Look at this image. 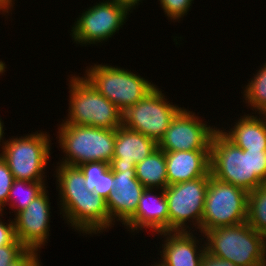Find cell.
Instances as JSON below:
<instances>
[{"mask_svg":"<svg viewBox=\"0 0 266 266\" xmlns=\"http://www.w3.org/2000/svg\"><path fill=\"white\" fill-rule=\"evenodd\" d=\"M0 216H3V212L0 211ZM6 224V225H5ZM5 245H23L16 238L14 220H10L9 223L2 222L0 218V246Z\"/></svg>","mask_w":266,"mask_h":266,"instance_id":"obj_28","label":"cell"},{"mask_svg":"<svg viewBox=\"0 0 266 266\" xmlns=\"http://www.w3.org/2000/svg\"><path fill=\"white\" fill-rule=\"evenodd\" d=\"M45 182H33L14 179L9 191L7 205L13 209L15 215L24 210L38 195L46 189ZM9 202V203H8Z\"/></svg>","mask_w":266,"mask_h":266,"instance_id":"obj_22","label":"cell"},{"mask_svg":"<svg viewBox=\"0 0 266 266\" xmlns=\"http://www.w3.org/2000/svg\"><path fill=\"white\" fill-rule=\"evenodd\" d=\"M155 86L138 103L122 113V125L154 140L157 144L181 109L171 104Z\"/></svg>","mask_w":266,"mask_h":266,"instance_id":"obj_8","label":"cell"},{"mask_svg":"<svg viewBox=\"0 0 266 266\" xmlns=\"http://www.w3.org/2000/svg\"><path fill=\"white\" fill-rule=\"evenodd\" d=\"M248 195L249 192L245 189L222 182L211 175L204 203L201 234L246 222Z\"/></svg>","mask_w":266,"mask_h":266,"instance_id":"obj_7","label":"cell"},{"mask_svg":"<svg viewBox=\"0 0 266 266\" xmlns=\"http://www.w3.org/2000/svg\"><path fill=\"white\" fill-rule=\"evenodd\" d=\"M57 138L64 156L61 164L79 166L87 162L110 163L114 156L115 129L61 123ZM65 158V159H64Z\"/></svg>","mask_w":266,"mask_h":266,"instance_id":"obj_3","label":"cell"},{"mask_svg":"<svg viewBox=\"0 0 266 266\" xmlns=\"http://www.w3.org/2000/svg\"><path fill=\"white\" fill-rule=\"evenodd\" d=\"M14 176L7 163L0 156V211L3 212L7 205L10 188L13 184Z\"/></svg>","mask_w":266,"mask_h":266,"instance_id":"obj_27","label":"cell"},{"mask_svg":"<svg viewBox=\"0 0 266 266\" xmlns=\"http://www.w3.org/2000/svg\"><path fill=\"white\" fill-rule=\"evenodd\" d=\"M255 114V115H252ZM240 116L234 126L221 133L234 145L243 150H266V114L256 113Z\"/></svg>","mask_w":266,"mask_h":266,"instance_id":"obj_19","label":"cell"},{"mask_svg":"<svg viewBox=\"0 0 266 266\" xmlns=\"http://www.w3.org/2000/svg\"><path fill=\"white\" fill-rule=\"evenodd\" d=\"M114 190L106 200L111 218L124 225L136 212L140 197L146 189L136 178L135 170L113 172ZM113 222V223H112Z\"/></svg>","mask_w":266,"mask_h":266,"instance_id":"obj_15","label":"cell"},{"mask_svg":"<svg viewBox=\"0 0 266 266\" xmlns=\"http://www.w3.org/2000/svg\"><path fill=\"white\" fill-rule=\"evenodd\" d=\"M59 197L58 205L63 218L80 234H100L103 230L111 228L106 200L96 193L59 195Z\"/></svg>","mask_w":266,"mask_h":266,"instance_id":"obj_12","label":"cell"},{"mask_svg":"<svg viewBox=\"0 0 266 266\" xmlns=\"http://www.w3.org/2000/svg\"><path fill=\"white\" fill-rule=\"evenodd\" d=\"M157 148L154 140L122 125L115 129L114 156L109 167L112 172L135 170L136 165Z\"/></svg>","mask_w":266,"mask_h":266,"instance_id":"obj_14","label":"cell"},{"mask_svg":"<svg viewBox=\"0 0 266 266\" xmlns=\"http://www.w3.org/2000/svg\"><path fill=\"white\" fill-rule=\"evenodd\" d=\"M39 251L27 249L17 260L8 266H41Z\"/></svg>","mask_w":266,"mask_h":266,"instance_id":"obj_30","label":"cell"},{"mask_svg":"<svg viewBox=\"0 0 266 266\" xmlns=\"http://www.w3.org/2000/svg\"><path fill=\"white\" fill-rule=\"evenodd\" d=\"M56 166V184L59 195H80L90 191L85 186L84 174L79 166H72L59 163Z\"/></svg>","mask_w":266,"mask_h":266,"instance_id":"obj_23","label":"cell"},{"mask_svg":"<svg viewBox=\"0 0 266 266\" xmlns=\"http://www.w3.org/2000/svg\"><path fill=\"white\" fill-rule=\"evenodd\" d=\"M68 85V117L63 123L103 129H117L122 126V112L100 94L85 77L74 75Z\"/></svg>","mask_w":266,"mask_h":266,"instance_id":"obj_4","label":"cell"},{"mask_svg":"<svg viewBox=\"0 0 266 266\" xmlns=\"http://www.w3.org/2000/svg\"><path fill=\"white\" fill-rule=\"evenodd\" d=\"M136 178L145 188L162 189L168 186L165 152L154 150L135 168Z\"/></svg>","mask_w":266,"mask_h":266,"instance_id":"obj_20","label":"cell"},{"mask_svg":"<svg viewBox=\"0 0 266 266\" xmlns=\"http://www.w3.org/2000/svg\"><path fill=\"white\" fill-rule=\"evenodd\" d=\"M246 85L243 98L257 114H266V62Z\"/></svg>","mask_w":266,"mask_h":266,"instance_id":"obj_25","label":"cell"},{"mask_svg":"<svg viewBox=\"0 0 266 266\" xmlns=\"http://www.w3.org/2000/svg\"><path fill=\"white\" fill-rule=\"evenodd\" d=\"M117 2L119 5L125 7L130 13L134 8H136V5L140 4L139 2L142 3V0H114ZM131 10V11H130Z\"/></svg>","mask_w":266,"mask_h":266,"instance_id":"obj_32","label":"cell"},{"mask_svg":"<svg viewBox=\"0 0 266 266\" xmlns=\"http://www.w3.org/2000/svg\"><path fill=\"white\" fill-rule=\"evenodd\" d=\"M84 11L76 18L70 33L81 46L109 40L123 27L129 15V11L114 0L99 1Z\"/></svg>","mask_w":266,"mask_h":266,"instance_id":"obj_10","label":"cell"},{"mask_svg":"<svg viewBox=\"0 0 266 266\" xmlns=\"http://www.w3.org/2000/svg\"><path fill=\"white\" fill-rule=\"evenodd\" d=\"M191 230L189 227L187 231L158 233L165 237L162 251L160 250L161 261H158L162 266H201L206 243L200 246V239L198 240Z\"/></svg>","mask_w":266,"mask_h":266,"instance_id":"obj_16","label":"cell"},{"mask_svg":"<svg viewBox=\"0 0 266 266\" xmlns=\"http://www.w3.org/2000/svg\"><path fill=\"white\" fill-rule=\"evenodd\" d=\"M5 62L0 60V74L3 75V73L6 71V66Z\"/></svg>","mask_w":266,"mask_h":266,"instance_id":"obj_35","label":"cell"},{"mask_svg":"<svg viewBox=\"0 0 266 266\" xmlns=\"http://www.w3.org/2000/svg\"><path fill=\"white\" fill-rule=\"evenodd\" d=\"M79 168L84 174L87 189L107 200L114 190L113 172L109 163L87 162L79 165Z\"/></svg>","mask_w":266,"mask_h":266,"instance_id":"obj_21","label":"cell"},{"mask_svg":"<svg viewBox=\"0 0 266 266\" xmlns=\"http://www.w3.org/2000/svg\"><path fill=\"white\" fill-rule=\"evenodd\" d=\"M160 5L164 13L170 18L173 22H179L180 18L183 19L187 12L191 8L194 0H159Z\"/></svg>","mask_w":266,"mask_h":266,"instance_id":"obj_26","label":"cell"},{"mask_svg":"<svg viewBox=\"0 0 266 266\" xmlns=\"http://www.w3.org/2000/svg\"><path fill=\"white\" fill-rule=\"evenodd\" d=\"M210 176L172 184L164 189L168 202L169 231H187L189 225L201 233V221ZM191 220V221H190ZM189 221V222H187ZM187 222V223H186Z\"/></svg>","mask_w":266,"mask_h":266,"instance_id":"obj_9","label":"cell"},{"mask_svg":"<svg viewBox=\"0 0 266 266\" xmlns=\"http://www.w3.org/2000/svg\"><path fill=\"white\" fill-rule=\"evenodd\" d=\"M210 173L222 182L252 191L266 184V150H243L218 129L211 140Z\"/></svg>","mask_w":266,"mask_h":266,"instance_id":"obj_1","label":"cell"},{"mask_svg":"<svg viewBox=\"0 0 266 266\" xmlns=\"http://www.w3.org/2000/svg\"><path fill=\"white\" fill-rule=\"evenodd\" d=\"M84 77L123 113L138 103L156 85L128 69L107 64L88 67Z\"/></svg>","mask_w":266,"mask_h":266,"instance_id":"obj_5","label":"cell"},{"mask_svg":"<svg viewBox=\"0 0 266 266\" xmlns=\"http://www.w3.org/2000/svg\"><path fill=\"white\" fill-rule=\"evenodd\" d=\"M168 186L211 176L210 150L165 152Z\"/></svg>","mask_w":266,"mask_h":266,"instance_id":"obj_18","label":"cell"},{"mask_svg":"<svg viewBox=\"0 0 266 266\" xmlns=\"http://www.w3.org/2000/svg\"><path fill=\"white\" fill-rule=\"evenodd\" d=\"M246 222L266 237V184L249 191Z\"/></svg>","mask_w":266,"mask_h":266,"instance_id":"obj_24","label":"cell"},{"mask_svg":"<svg viewBox=\"0 0 266 266\" xmlns=\"http://www.w3.org/2000/svg\"><path fill=\"white\" fill-rule=\"evenodd\" d=\"M39 132L5 140L0 156L14 179L45 182L44 171L51 155V140L47 132Z\"/></svg>","mask_w":266,"mask_h":266,"instance_id":"obj_6","label":"cell"},{"mask_svg":"<svg viewBox=\"0 0 266 266\" xmlns=\"http://www.w3.org/2000/svg\"><path fill=\"white\" fill-rule=\"evenodd\" d=\"M201 117L182 107L173 117L158 143L164 152L210 150L214 133L219 129L203 123Z\"/></svg>","mask_w":266,"mask_h":266,"instance_id":"obj_11","label":"cell"},{"mask_svg":"<svg viewBox=\"0 0 266 266\" xmlns=\"http://www.w3.org/2000/svg\"><path fill=\"white\" fill-rule=\"evenodd\" d=\"M15 0H0V6L9 14V10H11L15 4Z\"/></svg>","mask_w":266,"mask_h":266,"instance_id":"obj_33","label":"cell"},{"mask_svg":"<svg viewBox=\"0 0 266 266\" xmlns=\"http://www.w3.org/2000/svg\"><path fill=\"white\" fill-rule=\"evenodd\" d=\"M152 266H162L160 263H155L154 265H152Z\"/></svg>","mask_w":266,"mask_h":266,"instance_id":"obj_37","label":"cell"},{"mask_svg":"<svg viewBox=\"0 0 266 266\" xmlns=\"http://www.w3.org/2000/svg\"><path fill=\"white\" fill-rule=\"evenodd\" d=\"M4 123H3V121H2V119H1V117H0V142H2V150H3V145H4V143H5V141H4V125H3ZM2 140V141H1Z\"/></svg>","mask_w":266,"mask_h":266,"instance_id":"obj_34","label":"cell"},{"mask_svg":"<svg viewBox=\"0 0 266 266\" xmlns=\"http://www.w3.org/2000/svg\"><path fill=\"white\" fill-rule=\"evenodd\" d=\"M47 194L48 190L45 189L13 218L16 238L27 249L40 251L48 241L51 203Z\"/></svg>","mask_w":266,"mask_h":266,"instance_id":"obj_13","label":"cell"},{"mask_svg":"<svg viewBox=\"0 0 266 266\" xmlns=\"http://www.w3.org/2000/svg\"><path fill=\"white\" fill-rule=\"evenodd\" d=\"M202 235L206 251L238 266H266V237L247 222L215 228Z\"/></svg>","mask_w":266,"mask_h":266,"instance_id":"obj_2","label":"cell"},{"mask_svg":"<svg viewBox=\"0 0 266 266\" xmlns=\"http://www.w3.org/2000/svg\"><path fill=\"white\" fill-rule=\"evenodd\" d=\"M2 11V13L1 14H7V12L0 6V12Z\"/></svg>","mask_w":266,"mask_h":266,"instance_id":"obj_36","label":"cell"},{"mask_svg":"<svg viewBox=\"0 0 266 266\" xmlns=\"http://www.w3.org/2000/svg\"><path fill=\"white\" fill-rule=\"evenodd\" d=\"M27 248L24 245L0 246V266H8L17 260Z\"/></svg>","mask_w":266,"mask_h":266,"instance_id":"obj_29","label":"cell"},{"mask_svg":"<svg viewBox=\"0 0 266 266\" xmlns=\"http://www.w3.org/2000/svg\"><path fill=\"white\" fill-rule=\"evenodd\" d=\"M155 190L158 191L152 188L143 191L135 214L124 224L131 233L144 228L152 230V234L169 231L168 202L164 190L160 189L158 194Z\"/></svg>","mask_w":266,"mask_h":266,"instance_id":"obj_17","label":"cell"},{"mask_svg":"<svg viewBox=\"0 0 266 266\" xmlns=\"http://www.w3.org/2000/svg\"><path fill=\"white\" fill-rule=\"evenodd\" d=\"M201 266H238V265H235L233 262H230L228 260H224L216 256H213L212 254L206 251L202 257Z\"/></svg>","mask_w":266,"mask_h":266,"instance_id":"obj_31","label":"cell"}]
</instances>
